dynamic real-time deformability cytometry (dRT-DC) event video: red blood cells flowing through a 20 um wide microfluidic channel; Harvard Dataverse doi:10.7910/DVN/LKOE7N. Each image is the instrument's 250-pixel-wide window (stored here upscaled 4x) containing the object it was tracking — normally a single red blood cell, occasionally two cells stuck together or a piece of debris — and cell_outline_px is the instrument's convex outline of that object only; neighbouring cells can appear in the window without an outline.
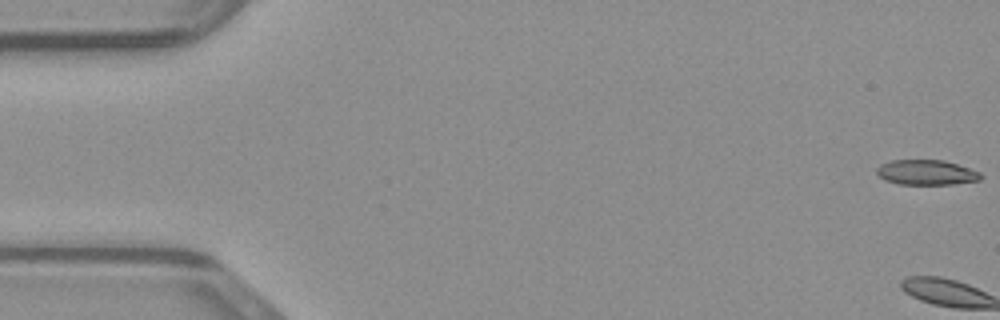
{"species": "common noctule bat (a hibernating species)", "species_latin": "Nyctalus noctula", "temperature_condition": "warm", "stored_images_in_passage": 3, "camera_frame_rate_fps": 3000, "um_per_image_px": 0.085, "animal": {"sex": "male", "body_mass_g": 23.1, "forearm_length_mm": 52.7}, "frame": {"image": 1, "passage_image": 1, "time_ms": 0.0, "image_size_px": [1000, 320], "cell_outline_px": [[984, 176], [980, 180], [952, 184], [900, 184], [884, 180], [876, 172], [876, 168], [880, 164], [892, 160], [944, 160], [980, 172]], "centroid_in_image_um": [78.74, 14.65], "position_along_channel_um": 6.3, "area_um2": 15.14}}